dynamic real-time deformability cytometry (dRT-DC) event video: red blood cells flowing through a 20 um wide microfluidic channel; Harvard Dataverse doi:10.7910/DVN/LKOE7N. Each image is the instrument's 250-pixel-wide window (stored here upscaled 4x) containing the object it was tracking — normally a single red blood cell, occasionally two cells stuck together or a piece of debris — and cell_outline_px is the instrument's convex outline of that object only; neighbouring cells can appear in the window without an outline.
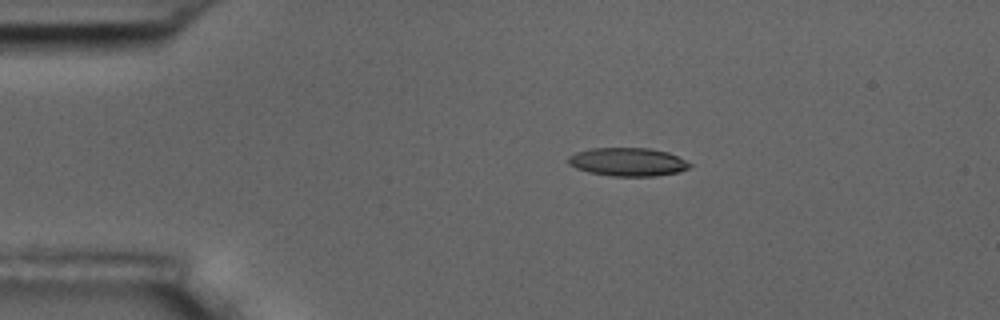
{"species": "common noctule bat (a hibernating species)", "species_latin": "Nyctalus noctula", "temperature_condition": "room temperature", "stored_images_in_passage": 4, "camera_frame_rate_fps": 3000, "um_per_image_px": 0.085, "animal": {"sex": "male", "body_mass_g": 17.5, "forearm_length_mm": 52.3}, "frame": {"image": 1, "passage_image": 3, "time_ms": 2.333, "image_size_px": [1000, 320], "cell_outline_px": [[692, 164], [688, 168], [680, 172], [656, 176], [612, 176], [588, 172], [576, 168], [568, 164], [568, 156], [576, 152], [592, 148], [648, 148], [668, 152]], "centroid_in_image_um": [53.34, 13.77], "position_along_channel_um": 31.7, "area_um2": 20.06}}